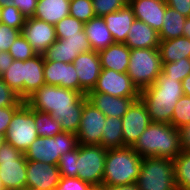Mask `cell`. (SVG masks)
<instances>
[{"label": "cell", "mask_w": 190, "mask_h": 190, "mask_svg": "<svg viewBox=\"0 0 190 190\" xmlns=\"http://www.w3.org/2000/svg\"><path fill=\"white\" fill-rule=\"evenodd\" d=\"M86 95L60 86L43 85L25 103L37 111L48 112L60 122L62 131L76 134L81 121Z\"/></svg>", "instance_id": "1"}, {"label": "cell", "mask_w": 190, "mask_h": 190, "mask_svg": "<svg viewBox=\"0 0 190 190\" xmlns=\"http://www.w3.org/2000/svg\"><path fill=\"white\" fill-rule=\"evenodd\" d=\"M182 83L174 78H157L140 92L152 122L171 123L177 101L183 96Z\"/></svg>", "instance_id": "2"}, {"label": "cell", "mask_w": 190, "mask_h": 190, "mask_svg": "<svg viewBox=\"0 0 190 190\" xmlns=\"http://www.w3.org/2000/svg\"><path fill=\"white\" fill-rule=\"evenodd\" d=\"M132 148L142 157L175 159L182 151L179 130L171 124L152 122Z\"/></svg>", "instance_id": "3"}, {"label": "cell", "mask_w": 190, "mask_h": 190, "mask_svg": "<svg viewBox=\"0 0 190 190\" xmlns=\"http://www.w3.org/2000/svg\"><path fill=\"white\" fill-rule=\"evenodd\" d=\"M142 157L132 147L107 149L102 186L135 184Z\"/></svg>", "instance_id": "4"}, {"label": "cell", "mask_w": 190, "mask_h": 190, "mask_svg": "<svg viewBox=\"0 0 190 190\" xmlns=\"http://www.w3.org/2000/svg\"><path fill=\"white\" fill-rule=\"evenodd\" d=\"M127 74L141 92L153 85L162 73V61L158 48L132 49Z\"/></svg>", "instance_id": "5"}, {"label": "cell", "mask_w": 190, "mask_h": 190, "mask_svg": "<svg viewBox=\"0 0 190 190\" xmlns=\"http://www.w3.org/2000/svg\"><path fill=\"white\" fill-rule=\"evenodd\" d=\"M77 146V135L62 131L54 137L38 136L26 150L24 156L29 161L58 165L60 156L76 149Z\"/></svg>", "instance_id": "6"}, {"label": "cell", "mask_w": 190, "mask_h": 190, "mask_svg": "<svg viewBox=\"0 0 190 190\" xmlns=\"http://www.w3.org/2000/svg\"><path fill=\"white\" fill-rule=\"evenodd\" d=\"M136 184L139 190H177L173 159L142 158L140 174Z\"/></svg>", "instance_id": "7"}, {"label": "cell", "mask_w": 190, "mask_h": 190, "mask_svg": "<svg viewBox=\"0 0 190 190\" xmlns=\"http://www.w3.org/2000/svg\"><path fill=\"white\" fill-rule=\"evenodd\" d=\"M26 167L24 153L7 142L0 147V179L4 190H26Z\"/></svg>", "instance_id": "8"}, {"label": "cell", "mask_w": 190, "mask_h": 190, "mask_svg": "<svg viewBox=\"0 0 190 190\" xmlns=\"http://www.w3.org/2000/svg\"><path fill=\"white\" fill-rule=\"evenodd\" d=\"M107 149L101 145L78 144L77 177L94 188L102 186Z\"/></svg>", "instance_id": "9"}, {"label": "cell", "mask_w": 190, "mask_h": 190, "mask_svg": "<svg viewBox=\"0 0 190 190\" xmlns=\"http://www.w3.org/2000/svg\"><path fill=\"white\" fill-rule=\"evenodd\" d=\"M38 137L34 122V109L25 102L14 112L5 138L6 142L25 153Z\"/></svg>", "instance_id": "10"}, {"label": "cell", "mask_w": 190, "mask_h": 190, "mask_svg": "<svg viewBox=\"0 0 190 190\" xmlns=\"http://www.w3.org/2000/svg\"><path fill=\"white\" fill-rule=\"evenodd\" d=\"M90 92H102L114 97L140 98V91L128 74L111 69H101L97 83Z\"/></svg>", "instance_id": "11"}, {"label": "cell", "mask_w": 190, "mask_h": 190, "mask_svg": "<svg viewBox=\"0 0 190 190\" xmlns=\"http://www.w3.org/2000/svg\"><path fill=\"white\" fill-rule=\"evenodd\" d=\"M152 123L148 110L139 98L122 117L124 147H132L145 129Z\"/></svg>", "instance_id": "12"}, {"label": "cell", "mask_w": 190, "mask_h": 190, "mask_svg": "<svg viewBox=\"0 0 190 190\" xmlns=\"http://www.w3.org/2000/svg\"><path fill=\"white\" fill-rule=\"evenodd\" d=\"M106 116L88 100L83 104L79 129L76 133L78 144L100 145Z\"/></svg>", "instance_id": "13"}, {"label": "cell", "mask_w": 190, "mask_h": 190, "mask_svg": "<svg viewBox=\"0 0 190 190\" xmlns=\"http://www.w3.org/2000/svg\"><path fill=\"white\" fill-rule=\"evenodd\" d=\"M60 178L57 165L27 160L26 189L56 190Z\"/></svg>", "instance_id": "14"}, {"label": "cell", "mask_w": 190, "mask_h": 190, "mask_svg": "<svg viewBox=\"0 0 190 190\" xmlns=\"http://www.w3.org/2000/svg\"><path fill=\"white\" fill-rule=\"evenodd\" d=\"M72 63L79 79V92L86 95L95 87L102 69L98 52L81 53Z\"/></svg>", "instance_id": "15"}, {"label": "cell", "mask_w": 190, "mask_h": 190, "mask_svg": "<svg viewBox=\"0 0 190 190\" xmlns=\"http://www.w3.org/2000/svg\"><path fill=\"white\" fill-rule=\"evenodd\" d=\"M21 33L37 54H43L57 40L55 26L34 17L26 18Z\"/></svg>", "instance_id": "16"}, {"label": "cell", "mask_w": 190, "mask_h": 190, "mask_svg": "<svg viewBox=\"0 0 190 190\" xmlns=\"http://www.w3.org/2000/svg\"><path fill=\"white\" fill-rule=\"evenodd\" d=\"M44 78L46 85L60 86L79 92V79L73 63L45 61Z\"/></svg>", "instance_id": "17"}, {"label": "cell", "mask_w": 190, "mask_h": 190, "mask_svg": "<svg viewBox=\"0 0 190 190\" xmlns=\"http://www.w3.org/2000/svg\"><path fill=\"white\" fill-rule=\"evenodd\" d=\"M135 19L148 24L158 33L162 29L163 18L166 12V1L162 0H128Z\"/></svg>", "instance_id": "18"}, {"label": "cell", "mask_w": 190, "mask_h": 190, "mask_svg": "<svg viewBox=\"0 0 190 190\" xmlns=\"http://www.w3.org/2000/svg\"><path fill=\"white\" fill-rule=\"evenodd\" d=\"M87 100L106 117L122 118L131 104L139 98L114 97L102 92H88Z\"/></svg>", "instance_id": "19"}, {"label": "cell", "mask_w": 190, "mask_h": 190, "mask_svg": "<svg viewBox=\"0 0 190 190\" xmlns=\"http://www.w3.org/2000/svg\"><path fill=\"white\" fill-rule=\"evenodd\" d=\"M130 50L159 48V33L143 21L135 19L124 43Z\"/></svg>", "instance_id": "20"}, {"label": "cell", "mask_w": 190, "mask_h": 190, "mask_svg": "<svg viewBox=\"0 0 190 190\" xmlns=\"http://www.w3.org/2000/svg\"><path fill=\"white\" fill-rule=\"evenodd\" d=\"M44 56L37 54L32 59L24 61L23 66V101L36 90L45 85Z\"/></svg>", "instance_id": "21"}, {"label": "cell", "mask_w": 190, "mask_h": 190, "mask_svg": "<svg viewBox=\"0 0 190 190\" xmlns=\"http://www.w3.org/2000/svg\"><path fill=\"white\" fill-rule=\"evenodd\" d=\"M108 30L115 43H125L129 29L135 20L132 8L127 4L125 7L103 16Z\"/></svg>", "instance_id": "22"}, {"label": "cell", "mask_w": 190, "mask_h": 190, "mask_svg": "<svg viewBox=\"0 0 190 190\" xmlns=\"http://www.w3.org/2000/svg\"><path fill=\"white\" fill-rule=\"evenodd\" d=\"M130 49L124 43H114L98 52L101 68L126 73L129 65Z\"/></svg>", "instance_id": "23"}, {"label": "cell", "mask_w": 190, "mask_h": 190, "mask_svg": "<svg viewBox=\"0 0 190 190\" xmlns=\"http://www.w3.org/2000/svg\"><path fill=\"white\" fill-rule=\"evenodd\" d=\"M84 30L93 51L99 52L115 43L103 17L95 16L84 23Z\"/></svg>", "instance_id": "24"}, {"label": "cell", "mask_w": 190, "mask_h": 190, "mask_svg": "<svg viewBox=\"0 0 190 190\" xmlns=\"http://www.w3.org/2000/svg\"><path fill=\"white\" fill-rule=\"evenodd\" d=\"M70 0H38L34 18L56 25L69 15Z\"/></svg>", "instance_id": "25"}, {"label": "cell", "mask_w": 190, "mask_h": 190, "mask_svg": "<svg viewBox=\"0 0 190 190\" xmlns=\"http://www.w3.org/2000/svg\"><path fill=\"white\" fill-rule=\"evenodd\" d=\"M159 51L162 64L180 61L183 58H190V39L184 36L160 40Z\"/></svg>", "instance_id": "26"}, {"label": "cell", "mask_w": 190, "mask_h": 190, "mask_svg": "<svg viewBox=\"0 0 190 190\" xmlns=\"http://www.w3.org/2000/svg\"><path fill=\"white\" fill-rule=\"evenodd\" d=\"M186 19L187 17L167 6L162 29L159 32L160 40H170L183 36V27Z\"/></svg>", "instance_id": "27"}, {"label": "cell", "mask_w": 190, "mask_h": 190, "mask_svg": "<svg viewBox=\"0 0 190 190\" xmlns=\"http://www.w3.org/2000/svg\"><path fill=\"white\" fill-rule=\"evenodd\" d=\"M100 145L105 149L124 147L122 118L106 117Z\"/></svg>", "instance_id": "28"}, {"label": "cell", "mask_w": 190, "mask_h": 190, "mask_svg": "<svg viewBox=\"0 0 190 190\" xmlns=\"http://www.w3.org/2000/svg\"><path fill=\"white\" fill-rule=\"evenodd\" d=\"M173 165L177 190H190V151H181Z\"/></svg>", "instance_id": "29"}, {"label": "cell", "mask_w": 190, "mask_h": 190, "mask_svg": "<svg viewBox=\"0 0 190 190\" xmlns=\"http://www.w3.org/2000/svg\"><path fill=\"white\" fill-rule=\"evenodd\" d=\"M34 122L38 136L54 137L62 132L60 122L48 112L34 110Z\"/></svg>", "instance_id": "30"}, {"label": "cell", "mask_w": 190, "mask_h": 190, "mask_svg": "<svg viewBox=\"0 0 190 190\" xmlns=\"http://www.w3.org/2000/svg\"><path fill=\"white\" fill-rule=\"evenodd\" d=\"M79 53L57 39L44 53V61L72 63Z\"/></svg>", "instance_id": "31"}, {"label": "cell", "mask_w": 190, "mask_h": 190, "mask_svg": "<svg viewBox=\"0 0 190 190\" xmlns=\"http://www.w3.org/2000/svg\"><path fill=\"white\" fill-rule=\"evenodd\" d=\"M23 66L24 61L13 60L12 65L0 77L23 100Z\"/></svg>", "instance_id": "32"}, {"label": "cell", "mask_w": 190, "mask_h": 190, "mask_svg": "<svg viewBox=\"0 0 190 190\" xmlns=\"http://www.w3.org/2000/svg\"><path fill=\"white\" fill-rule=\"evenodd\" d=\"M190 75V58H183L173 63L162 64V73L158 78H174L182 82Z\"/></svg>", "instance_id": "33"}, {"label": "cell", "mask_w": 190, "mask_h": 190, "mask_svg": "<svg viewBox=\"0 0 190 190\" xmlns=\"http://www.w3.org/2000/svg\"><path fill=\"white\" fill-rule=\"evenodd\" d=\"M84 30V23L71 15L61 19L55 25L57 39H65L68 36L78 35Z\"/></svg>", "instance_id": "34"}, {"label": "cell", "mask_w": 190, "mask_h": 190, "mask_svg": "<svg viewBox=\"0 0 190 190\" xmlns=\"http://www.w3.org/2000/svg\"><path fill=\"white\" fill-rule=\"evenodd\" d=\"M8 52L13 57V60L18 61H26L37 55L36 51L22 33L17 36Z\"/></svg>", "instance_id": "35"}, {"label": "cell", "mask_w": 190, "mask_h": 190, "mask_svg": "<svg viewBox=\"0 0 190 190\" xmlns=\"http://www.w3.org/2000/svg\"><path fill=\"white\" fill-rule=\"evenodd\" d=\"M190 123V97L183 95L176 103L171 125L177 129Z\"/></svg>", "instance_id": "36"}, {"label": "cell", "mask_w": 190, "mask_h": 190, "mask_svg": "<svg viewBox=\"0 0 190 190\" xmlns=\"http://www.w3.org/2000/svg\"><path fill=\"white\" fill-rule=\"evenodd\" d=\"M69 15L87 23L95 17L92 0H70Z\"/></svg>", "instance_id": "37"}, {"label": "cell", "mask_w": 190, "mask_h": 190, "mask_svg": "<svg viewBox=\"0 0 190 190\" xmlns=\"http://www.w3.org/2000/svg\"><path fill=\"white\" fill-rule=\"evenodd\" d=\"M25 21L26 17L15 6L0 8V23L16 28L22 32Z\"/></svg>", "instance_id": "38"}, {"label": "cell", "mask_w": 190, "mask_h": 190, "mask_svg": "<svg viewBox=\"0 0 190 190\" xmlns=\"http://www.w3.org/2000/svg\"><path fill=\"white\" fill-rule=\"evenodd\" d=\"M78 159V146L76 149L60 156L58 168L61 177H77L76 161Z\"/></svg>", "instance_id": "39"}, {"label": "cell", "mask_w": 190, "mask_h": 190, "mask_svg": "<svg viewBox=\"0 0 190 190\" xmlns=\"http://www.w3.org/2000/svg\"><path fill=\"white\" fill-rule=\"evenodd\" d=\"M95 16L103 17L125 7L128 0H92Z\"/></svg>", "instance_id": "40"}, {"label": "cell", "mask_w": 190, "mask_h": 190, "mask_svg": "<svg viewBox=\"0 0 190 190\" xmlns=\"http://www.w3.org/2000/svg\"><path fill=\"white\" fill-rule=\"evenodd\" d=\"M24 102L0 77V108L21 106Z\"/></svg>", "instance_id": "41"}, {"label": "cell", "mask_w": 190, "mask_h": 190, "mask_svg": "<svg viewBox=\"0 0 190 190\" xmlns=\"http://www.w3.org/2000/svg\"><path fill=\"white\" fill-rule=\"evenodd\" d=\"M62 44H67L75 49L79 54L91 51V47L86 36L85 30L78 35L68 36L65 39H59Z\"/></svg>", "instance_id": "42"}, {"label": "cell", "mask_w": 190, "mask_h": 190, "mask_svg": "<svg viewBox=\"0 0 190 190\" xmlns=\"http://www.w3.org/2000/svg\"><path fill=\"white\" fill-rule=\"evenodd\" d=\"M20 30L0 23V51H9Z\"/></svg>", "instance_id": "43"}, {"label": "cell", "mask_w": 190, "mask_h": 190, "mask_svg": "<svg viewBox=\"0 0 190 190\" xmlns=\"http://www.w3.org/2000/svg\"><path fill=\"white\" fill-rule=\"evenodd\" d=\"M93 188L78 177H61L56 190H92Z\"/></svg>", "instance_id": "44"}, {"label": "cell", "mask_w": 190, "mask_h": 190, "mask_svg": "<svg viewBox=\"0 0 190 190\" xmlns=\"http://www.w3.org/2000/svg\"><path fill=\"white\" fill-rule=\"evenodd\" d=\"M19 107L20 106H9V107L0 108V133L6 135L9 123L11 122L14 112Z\"/></svg>", "instance_id": "45"}, {"label": "cell", "mask_w": 190, "mask_h": 190, "mask_svg": "<svg viewBox=\"0 0 190 190\" xmlns=\"http://www.w3.org/2000/svg\"><path fill=\"white\" fill-rule=\"evenodd\" d=\"M37 3L38 0H16L13 6H15L26 18H30L34 16Z\"/></svg>", "instance_id": "46"}, {"label": "cell", "mask_w": 190, "mask_h": 190, "mask_svg": "<svg viewBox=\"0 0 190 190\" xmlns=\"http://www.w3.org/2000/svg\"><path fill=\"white\" fill-rule=\"evenodd\" d=\"M167 6L185 17H190V0H166Z\"/></svg>", "instance_id": "47"}, {"label": "cell", "mask_w": 190, "mask_h": 190, "mask_svg": "<svg viewBox=\"0 0 190 190\" xmlns=\"http://www.w3.org/2000/svg\"><path fill=\"white\" fill-rule=\"evenodd\" d=\"M180 144L182 151H190V123L179 128Z\"/></svg>", "instance_id": "48"}, {"label": "cell", "mask_w": 190, "mask_h": 190, "mask_svg": "<svg viewBox=\"0 0 190 190\" xmlns=\"http://www.w3.org/2000/svg\"><path fill=\"white\" fill-rule=\"evenodd\" d=\"M13 63V57L8 51H0V76L3 75Z\"/></svg>", "instance_id": "49"}, {"label": "cell", "mask_w": 190, "mask_h": 190, "mask_svg": "<svg viewBox=\"0 0 190 190\" xmlns=\"http://www.w3.org/2000/svg\"><path fill=\"white\" fill-rule=\"evenodd\" d=\"M102 190H139L137 184H128L121 186H101Z\"/></svg>", "instance_id": "50"}, {"label": "cell", "mask_w": 190, "mask_h": 190, "mask_svg": "<svg viewBox=\"0 0 190 190\" xmlns=\"http://www.w3.org/2000/svg\"><path fill=\"white\" fill-rule=\"evenodd\" d=\"M181 83L183 94L190 97V75L183 79Z\"/></svg>", "instance_id": "51"}, {"label": "cell", "mask_w": 190, "mask_h": 190, "mask_svg": "<svg viewBox=\"0 0 190 190\" xmlns=\"http://www.w3.org/2000/svg\"><path fill=\"white\" fill-rule=\"evenodd\" d=\"M183 36L190 39V17H188L185 21L183 27Z\"/></svg>", "instance_id": "52"}, {"label": "cell", "mask_w": 190, "mask_h": 190, "mask_svg": "<svg viewBox=\"0 0 190 190\" xmlns=\"http://www.w3.org/2000/svg\"><path fill=\"white\" fill-rule=\"evenodd\" d=\"M14 1L16 0H0V8L5 6H13Z\"/></svg>", "instance_id": "53"}, {"label": "cell", "mask_w": 190, "mask_h": 190, "mask_svg": "<svg viewBox=\"0 0 190 190\" xmlns=\"http://www.w3.org/2000/svg\"><path fill=\"white\" fill-rule=\"evenodd\" d=\"M6 142L5 135L0 133V147Z\"/></svg>", "instance_id": "54"}, {"label": "cell", "mask_w": 190, "mask_h": 190, "mask_svg": "<svg viewBox=\"0 0 190 190\" xmlns=\"http://www.w3.org/2000/svg\"><path fill=\"white\" fill-rule=\"evenodd\" d=\"M0 190H4V189H3L2 182H1V179H0Z\"/></svg>", "instance_id": "55"}, {"label": "cell", "mask_w": 190, "mask_h": 190, "mask_svg": "<svg viewBox=\"0 0 190 190\" xmlns=\"http://www.w3.org/2000/svg\"><path fill=\"white\" fill-rule=\"evenodd\" d=\"M92 190H102L101 188H93Z\"/></svg>", "instance_id": "56"}, {"label": "cell", "mask_w": 190, "mask_h": 190, "mask_svg": "<svg viewBox=\"0 0 190 190\" xmlns=\"http://www.w3.org/2000/svg\"><path fill=\"white\" fill-rule=\"evenodd\" d=\"M27 190H43V189H27Z\"/></svg>", "instance_id": "57"}]
</instances>
